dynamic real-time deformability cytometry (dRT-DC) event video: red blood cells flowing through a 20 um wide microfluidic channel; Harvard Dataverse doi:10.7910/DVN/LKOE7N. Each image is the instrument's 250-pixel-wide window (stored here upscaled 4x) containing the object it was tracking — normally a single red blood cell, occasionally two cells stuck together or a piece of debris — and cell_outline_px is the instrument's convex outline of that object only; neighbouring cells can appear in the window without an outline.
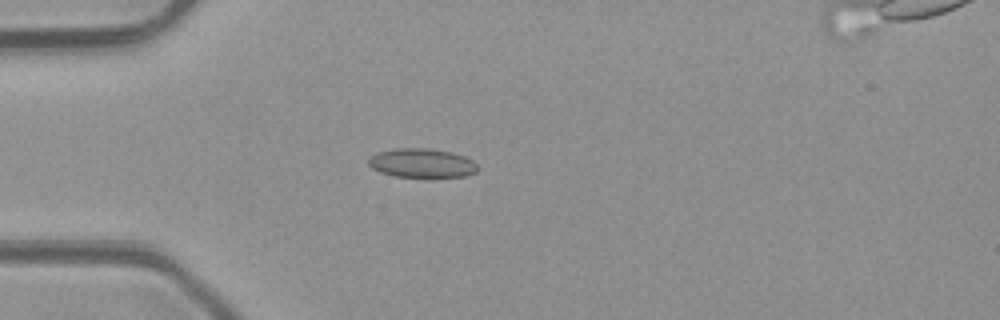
{"species": "common noctule bat (a hibernating species)", "species_latin": "Nyctalus noctula", "temperature_condition": "room temperature", "stored_images_in_passage": 3, "camera_frame_rate_fps": 3000, "um_per_image_px": 0.085, "animal": {"sex": "male", "body_mass_g": 23.1, "forearm_length_mm": 52.7}, "frame": {"image": 1, "passage_image": 2, "time_ms": 2.333, "image_size_px": [1000, 320], "cell_outline_px": [[480, 168], [476, 172], [464, 176], [432, 180], [424, 180], [396, 176], [380, 172], [372, 168], [368, 164], [368, 160], [376, 152], [396, 148], [428, 148], [452, 152], [464, 156], [472, 160]], "centroid_in_image_um": [35.89, 13.91], "position_along_channel_um": 49.1, "area_um2": 19.42}}